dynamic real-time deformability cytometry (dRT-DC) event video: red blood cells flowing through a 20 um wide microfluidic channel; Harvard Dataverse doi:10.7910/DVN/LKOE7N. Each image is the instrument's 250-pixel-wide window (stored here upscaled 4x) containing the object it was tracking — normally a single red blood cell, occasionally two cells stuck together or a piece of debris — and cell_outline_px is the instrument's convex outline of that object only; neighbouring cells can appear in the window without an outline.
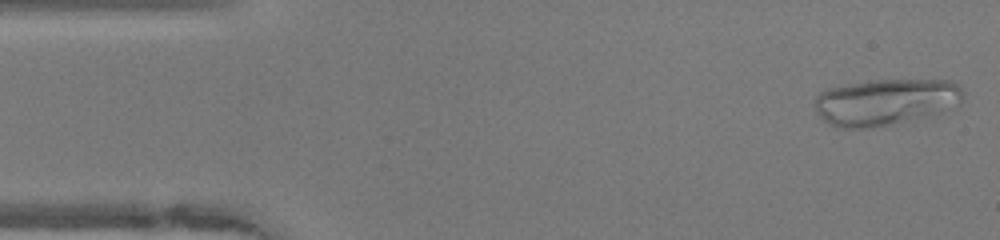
{"species": "human", "species_latin": "Homo sapiens", "temperature_condition": "warm", "stored_images_in_passage": 9, "camera_frame_rate_fps": 3000, "um_per_image_px": 0.085, "donor": {"sex": "female"}, "frame": {"image": 1, "passage_image": 1, "time_ms": 0.0, "image_size_px": [1000, 240], "cell_outline_px": [[964, 96], [960, 104], [944, 112], [872, 128], [836, 128], [828, 124], [816, 112], [812, 100], [820, 92], [828, 88], [868, 80], [952, 80], [960, 84], [964, 92]], "centroid_in_image_um": [75.28, 8.66], "position_along_channel_um": 9.7, "area_um2": 40.81}}